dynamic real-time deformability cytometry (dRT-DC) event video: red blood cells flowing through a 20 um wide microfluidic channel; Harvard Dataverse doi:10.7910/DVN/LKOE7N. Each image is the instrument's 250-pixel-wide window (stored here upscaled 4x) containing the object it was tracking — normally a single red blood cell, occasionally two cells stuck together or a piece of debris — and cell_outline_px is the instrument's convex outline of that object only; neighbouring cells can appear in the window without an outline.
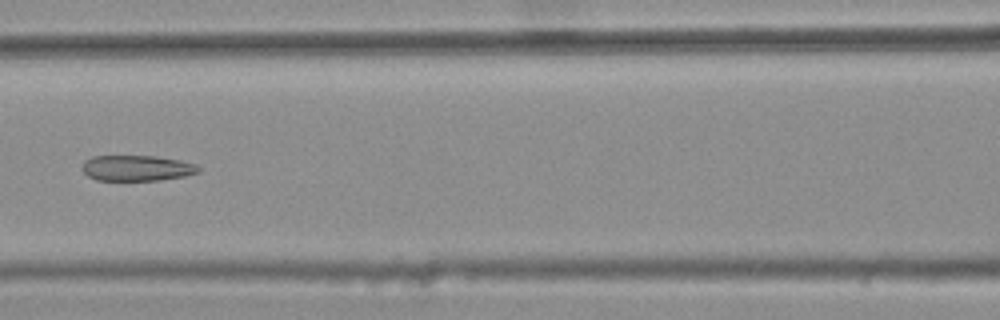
{"species": "common noctule bat (a hibernating species)", "species_latin": "Nyctalus noctula", "temperature_condition": "warm", "stored_images_in_passage": 10, "camera_frame_rate_fps": 3000, "um_per_image_px": 0.085, "animal": {"sex": "female", "body_mass_g": 25.1}, "frame": {"image": 1, "passage_image": 7, "time_ms": 2.0, "image_size_px": [1000, 320], "cell_outline_px": [[200, 172], [184, 176], [160, 180], [96, 180], [88, 176], [80, 168], [84, 160], [92, 156], [156, 156], [180, 160], [196, 164], [200, 168]], "centroid_in_image_um": [11.61, 14.28], "position_along_channel_um": 155.0, "area_um2": 17.51}}
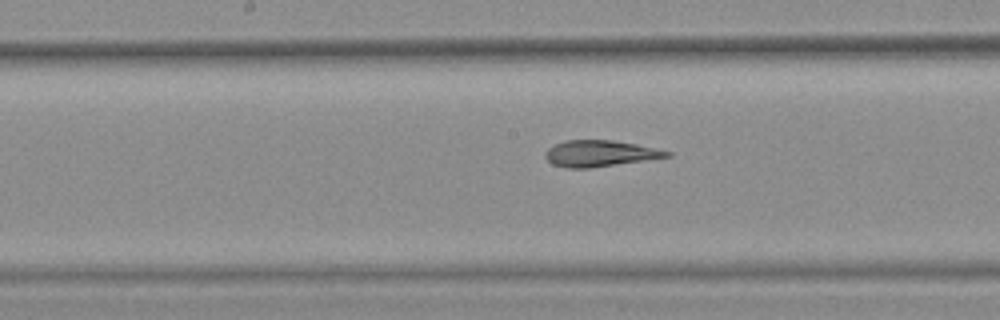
{"frame": {"image": 2, "passage_image": 9, "time_ms": 2.667, "image_size_px": [1000, 320], "cell_outline_px": [[672, 156], [592, 168], [568, 168], [552, 164], [544, 156], [544, 152], [548, 148], [564, 140], [612, 140], [636, 144], [672, 152]], "centroid_in_image_um": [50.97, 13.05], "position_along_channel_um": 197.2, "area_um2": 18.55}}